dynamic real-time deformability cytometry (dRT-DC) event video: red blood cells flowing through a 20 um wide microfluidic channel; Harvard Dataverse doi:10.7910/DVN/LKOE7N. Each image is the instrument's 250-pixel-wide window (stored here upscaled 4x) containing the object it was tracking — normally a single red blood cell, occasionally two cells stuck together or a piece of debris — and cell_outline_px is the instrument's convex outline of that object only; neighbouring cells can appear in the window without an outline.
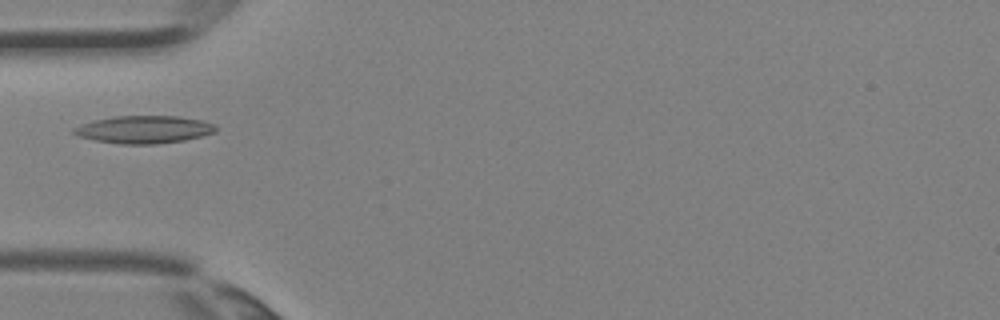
{"species": "Egyptian fruit bat (a non-hibernating species)", "species_latin": "Rousettus aegyptiacus", "temperature_condition": "room temperature", "stored_images_in_passage": 3, "camera_frame_rate_fps": 3000, "um_per_image_px": 0.085, "animal": {"sex": "female"}, "frame": {"image": 1, "passage_image": 3, "time_ms": 0.667, "image_size_px": [1000, 320], "cell_outline_px": [[216, 132], [204, 136], [184, 140], [156, 144], [120, 144], [96, 140], [76, 136], [72, 132], [72, 128], [92, 120], [116, 116], [180, 116], [204, 120], [216, 124]], "centroid_in_image_um": [12.27, 11.0], "position_along_channel_um": 72.7, "area_um2": 23.12}}